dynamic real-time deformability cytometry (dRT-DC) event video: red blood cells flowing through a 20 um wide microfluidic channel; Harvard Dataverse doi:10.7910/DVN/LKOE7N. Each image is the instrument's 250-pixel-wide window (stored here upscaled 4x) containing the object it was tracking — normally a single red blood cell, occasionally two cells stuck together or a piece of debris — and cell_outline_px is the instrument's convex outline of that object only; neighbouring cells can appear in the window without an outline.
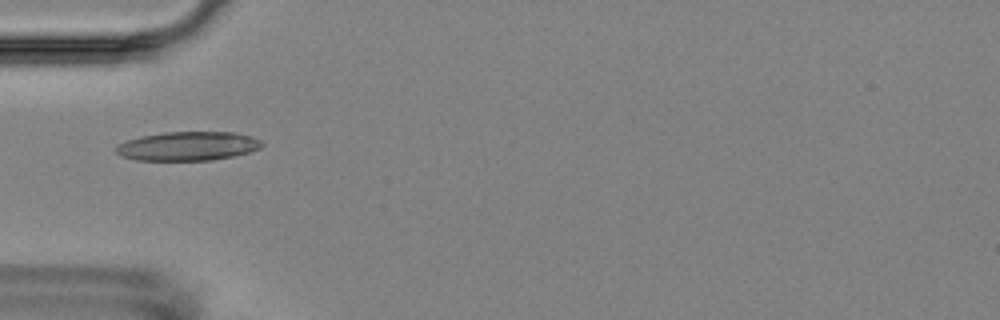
{"species": "Egyptian fruit bat (a non-hibernating species)", "species_latin": "Rousettus aegyptiacus", "temperature_condition": "room temperature", "stored_images_in_passage": 12, "camera_frame_rate_fps": 3000, "um_per_image_px": 0.085, "animal": {"sex": "female"}, "frame": {"image": 1, "passage_image": 4, "time_ms": 5.333, "image_size_px": [1000, 320], "cell_outline_px": [[264, 144], [260, 148], [248, 152], [232, 156], [212, 160], [136, 160], [120, 156], [116, 152], [116, 144], [140, 136], [164, 132], [232, 132], [252, 136], [260, 140]], "centroid_in_image_um": [15.94, 12.41], "position_along_channel_um": 69.1, "area_um2": 24.62}}
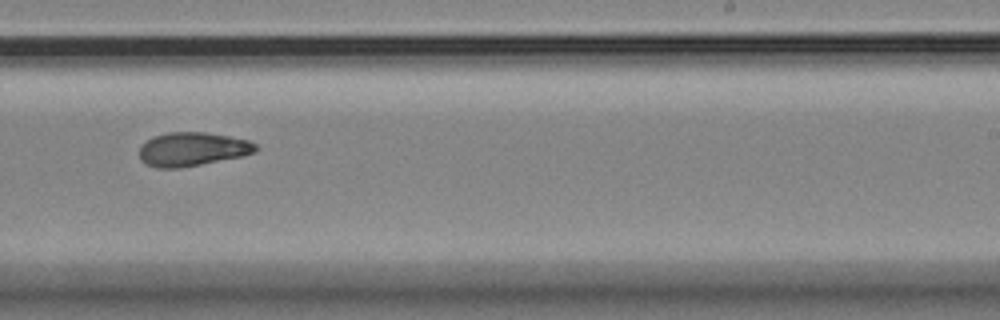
{"frame": {"image": 2, "passage_image": 9, "time_ms": 11.0, "image_size_px": [1000, 320], "cell_outline_px": [[260, 148], [256, 152], [240, 156], [180, 168], [156, 168], [144, 164], [140, 160], [140, 144], [152, 136], [168, 132], [204, 132], [228, 136], [248, 140], [256, 144]], "centroid_in_image_um": [16.31, 12.67], "position_along_channel_um": 272.7, "area_um2": 23.0}}
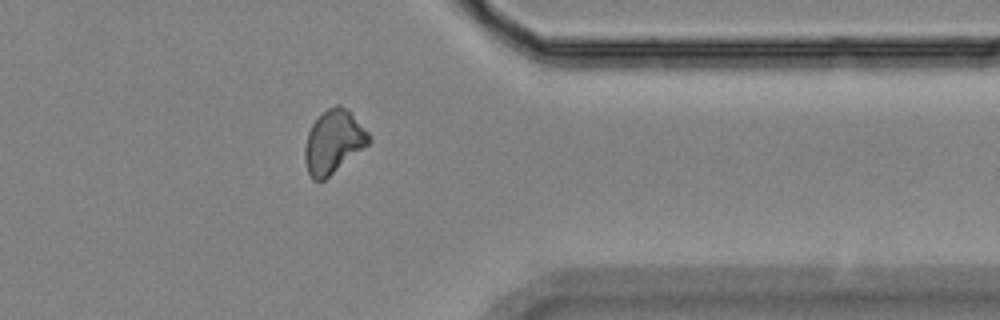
{"frame": {"image": 3, "passage_image": 12, "time_ms": 14.333, "image_size_px": [1000, 320], "cell_outline_px": [[372, 140], [368, 144], [324, 180], [312, 180], [308, 172], [304, 160], [304, 148], [308, 132], [312, 124], [328, 108], [336, 104], [340, 104], [372, 136]], "centroid_in_image_um": [28.32, 12.07], "position_along_channel_um": 383.1, "area_um2": 23.06}, "authors_computed_cell_mechanics": {"area_um2": 23.0044, "velocity_mm_per_s": 3.5875, "shape_relaxation_time_tau1_ms": null, "shape_relaxation_time_tau2_ms": 2.577, "deformation_change_tau1": null, "deformation_change_tau2": 0.0769}}